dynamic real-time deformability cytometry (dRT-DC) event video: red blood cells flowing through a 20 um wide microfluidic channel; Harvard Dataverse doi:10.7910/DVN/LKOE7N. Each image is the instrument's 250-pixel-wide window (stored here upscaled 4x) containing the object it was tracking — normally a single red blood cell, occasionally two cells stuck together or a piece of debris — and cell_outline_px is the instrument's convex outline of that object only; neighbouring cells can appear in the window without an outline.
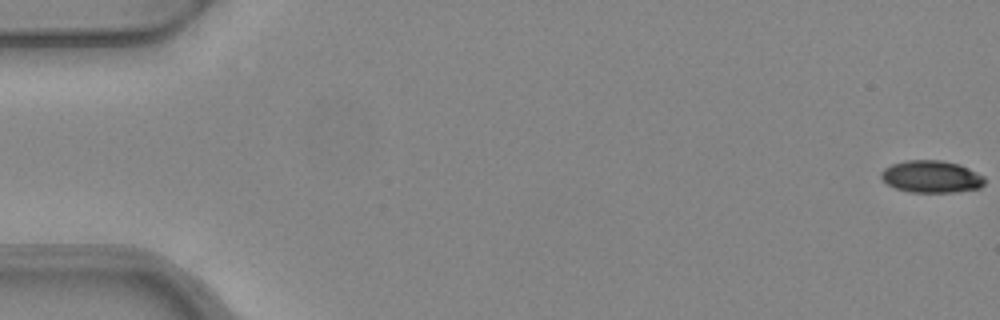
{"species": "common noctule bat (a hibernating species)", "species_latin": "Nyctalus noctula", "temperature_condition": "warm", "stored_images_in_passage": 5, "camera_frame_rate_fps": 3000, "um_per_image_px": 0.085, "animal": {"sex": "female", "body_mass_g": 24.6, "forearm_length_mm": 56.2}, "frame": {"image": 1, "passage_image": 1, "time_ms": 0.0, "image_size_px": [1000, 320], "cell_outline_px": [[984, 184], [980, 188], [956, 192], [908, 192], [896, 188], [888, 184], [880, 176], [880, 172], [884, 168], [892, 164], [904, 160], [940, 160], [960, 164], [984, 176]], "centroid_in_image_um": [79.16, 15.01], "position_along_channel_um": 5.8, "area_um2": 19.48}}
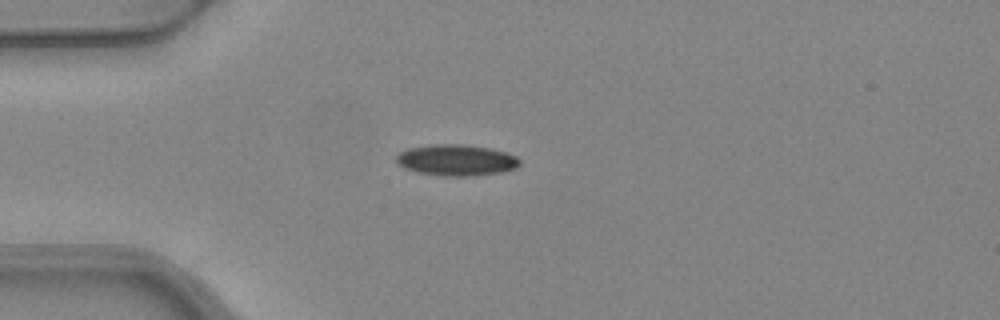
{"frame": {"image": 2, "passage_image": 5, "time_ms": 1.333, "image_size_px": [1000, 320], "cell_outline_px": [[520, 164], [516, 168], [500, 172], [468, 176], [444, 176], [420, 172], [404, 168], [396, 164], [396, 156], [400, 152], [408, 148], [432, 144], [464, 144], [492, 148], [508, 152], [516, 156], [520, 160]], "centroid_in_image_um": [38.8, 13.59], "position_along_channel_um": 46.2, "area_um2": 22.54}}